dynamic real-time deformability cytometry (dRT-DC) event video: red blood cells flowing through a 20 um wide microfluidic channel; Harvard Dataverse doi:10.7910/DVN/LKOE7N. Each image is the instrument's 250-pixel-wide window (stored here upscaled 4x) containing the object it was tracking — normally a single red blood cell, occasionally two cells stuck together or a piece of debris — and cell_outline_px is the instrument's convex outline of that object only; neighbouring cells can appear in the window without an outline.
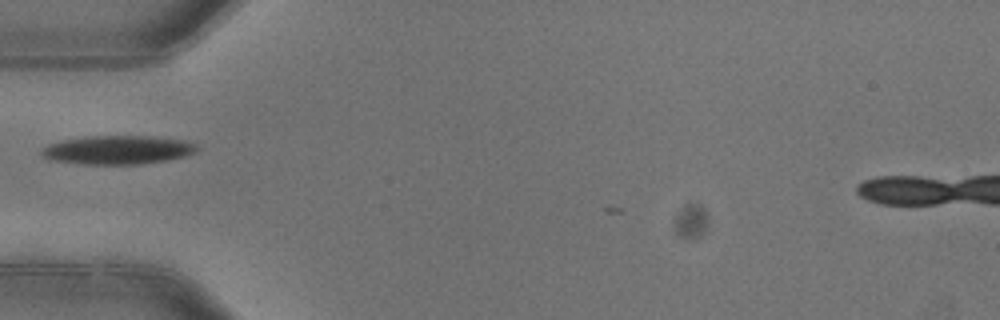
{"species": "common noctule bat (a hibernating species)", "species_latin": "Nyctalus noctula", "temperature_condition": "warm", "stored_images_in_passage": 3, "camera_frame_rate_fps": 3000, "um_per_image_px": 0.085, "animal": {"sex": "female"}, "frame": {"image": 1, "passage_image": 3, "time_ms": 0.667, "image_size_px": [1000, 320], "cell_outline_px": [[196, 152], [184, 156], [168, 160], [140, 164], [84, 164], [48, 160], [40, 156], [40, 148], [48, 144], [64, 140], [88, 136], [152, 136], [184, 140], [196, 144]], "centroid_in_image_um": [9.95, 12.74], "position_along_channel_um": 75.1, "area_um2": 26.13}}